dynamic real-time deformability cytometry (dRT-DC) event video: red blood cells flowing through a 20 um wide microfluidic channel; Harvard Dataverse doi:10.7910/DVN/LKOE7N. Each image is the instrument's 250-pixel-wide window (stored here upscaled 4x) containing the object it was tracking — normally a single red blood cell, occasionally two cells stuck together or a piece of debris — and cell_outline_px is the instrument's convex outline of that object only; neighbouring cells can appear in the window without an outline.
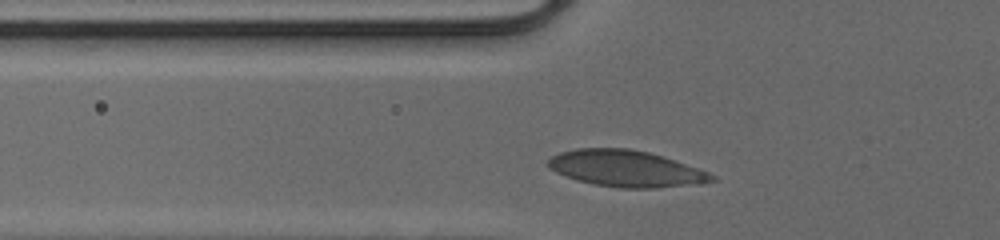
{"species": "human", "species_latin": "Homo sapiens", "temperature_condition": "cold", "stored_images_in_passage": 27, "camera_frame_rate_fps": 3000, "um_per_image_px": 0.085, "donor": {"sex": "male"}, "frame": {"image": 1, "passage_image": 3, "time_ms": 0.667, "image_size_px": [1000, 240], "cell_outline_px": [[716, 180], [700, 184], [656, 188], [620, 188], [596, 184], [576, 180], [556, 172], [548, 168], [548, 160], [552, 156], [560, 152], [576, 148], [628, 148], [648, 152], [664, 156], [708, 172], [716, 176]], "centroid_in_image_um": [53.22, 14.33], "position_along_channel_um": 72.6, "area_um2": 34.8}}
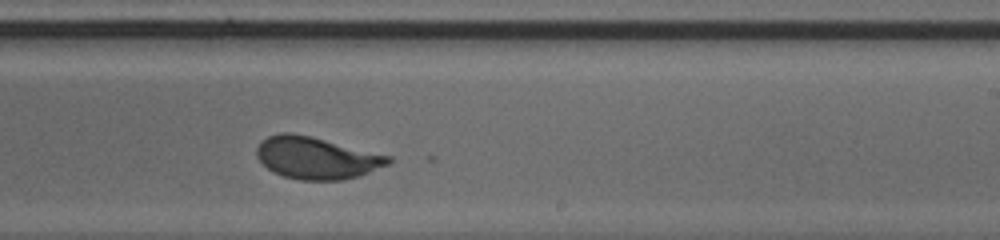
{"frame": {"image": 2, "passage_image": 17, "time_ms": 5.333, "image_size_px": [1000, 240], "cell_outline_px": [[392, 160], [388, 164], [368, 172], [344, 180], [300, 180], [284, 176], [272, 172], [256, 156], [256, 148], [260, 140], [268, 136], [280, 132], [292, 132], [392, 156]], "centroid_in_image_um": [26.86, 13.41], "position_along_channel_um": 262.1, "area_um2": 32.08}}
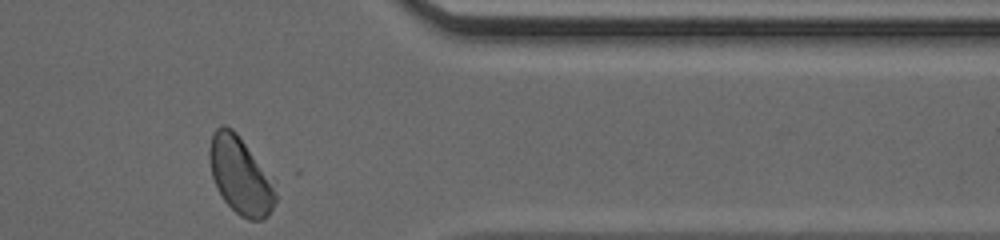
{"frame": {"image": 3, "passage_image": 27, "time_ms": 8.667, "image_size_px": [1000, 240], "cell_outline_px": [[276, 200], [268, 216], [260, 220], [248, 220], [240, 216], [224, 200], [212, 176], [208, 156], [208, 152], [212, 136], [216, 128], [220, 124], [224, 124], [232, 128], [236, 132], [276, 180]], "centroid_in_image_um": [20.47, 14.9], "position_along_channel_um": 390.9, "area_um2": 30.11}, "authors_computed_cell_mechanics": {"area_um2": 32.946, "velocity_mm_per_s": 4.1187, "shape_relaxation_time_tau1_ms": 7.2128, "shape_relaxation_time_tau2_ms": null, "deformation_change_tau1": 0.2117, "deformation_change_tau2": null}}